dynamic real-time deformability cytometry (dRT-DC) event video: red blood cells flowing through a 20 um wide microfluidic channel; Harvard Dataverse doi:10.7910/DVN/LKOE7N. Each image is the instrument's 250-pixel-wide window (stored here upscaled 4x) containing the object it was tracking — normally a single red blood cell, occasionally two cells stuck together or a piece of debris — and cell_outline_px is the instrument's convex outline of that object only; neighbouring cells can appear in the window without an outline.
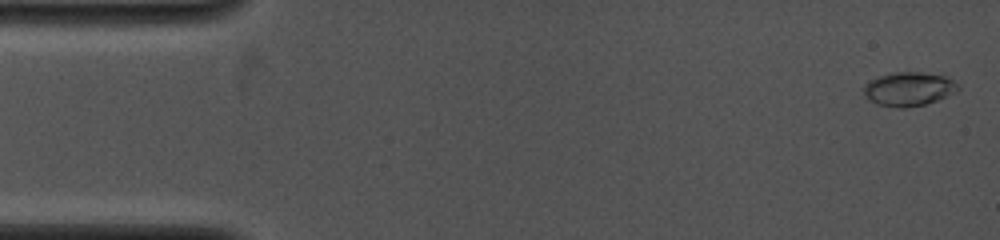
{"species": "common noctule bat (a hibernating species)", "species_latin": "Nyctalus noctula", "temperature_condition": "cold", "stored_images_in_passage": 5, "camera_frame_rate_fps": 4000, "um_per_image_px": 0.085, "animal": {"sex": "female", "body_mass_g": 19.0, "forearm_length_mm": 53.3}, "frame": {"image": 1, "passage_image": 1, "time_ms": 0.0, "image_size_px": [1000, 240], "cell_outline_px": [[960, 88], [956, 92], [936, 100], [924, 104], [908, 108], [900, 108], [876, 104], [864, 92], [864, 84], [868, 80], [892, 72], [920, 72], [944, 76], [960, 84]], "centroid_in_image_um": [77.26, 7.56], "position_along_channel_um": 7.7, "area_um2": 18.5}}